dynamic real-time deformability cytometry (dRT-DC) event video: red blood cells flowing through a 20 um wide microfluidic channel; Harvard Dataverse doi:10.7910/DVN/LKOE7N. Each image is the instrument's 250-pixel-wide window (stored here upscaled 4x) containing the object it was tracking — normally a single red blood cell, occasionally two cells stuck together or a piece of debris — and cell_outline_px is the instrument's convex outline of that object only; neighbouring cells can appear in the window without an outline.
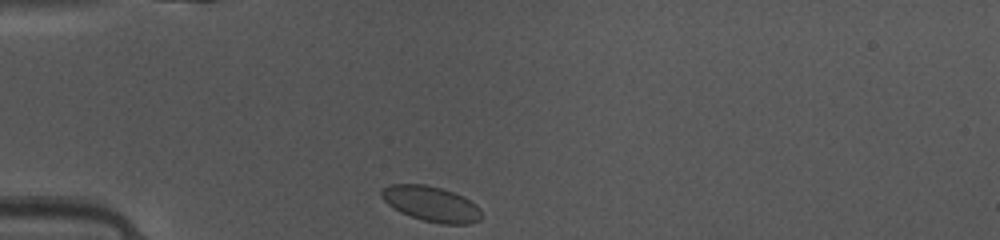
{"species": "common noctule bat (a hibernating species)", "species_latin": "Nyctalus noctula", "temperature_condition": "warm", "stored_images_in_passage": 36, "camera_frame_rate_fps": 3000, "um_per_image_px": 0.085, "animal": {"sex": "female", "body_mass_g": 10.0, "forearm_length_mm": 53.1}, "frame": {"image": 1, "passage_image": 1, "time_ms": 0.0, "image_size_px": [1000, 240], "cell_outline_px": [[484, 216], [480, 220], [468, 224], [440, 224], [424, 220], [400, 212], [388, 204], [380, 196], [380, 192], [384, 188], [392, 184], [424, 184], [440, 188], [464, 196], [476, 204], [480, 208]], "centroid_in_image_um": [36.7, 17.33], "position_along_channel_um": 48.3, "area_um2": 20.58}}
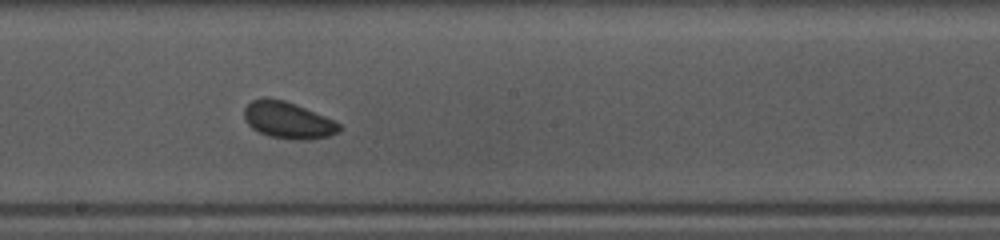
{"frame": {"image": 2, "passage_image": 15, "time_ms": 4.667, "image_size_px": [1000, 240], "cell_outline_px": [[340, 132], [328, 136], [308, 140], [300, 140], [268, 136], [252, 128], [244, 120], [244, 108], [252, 100], [264, 96], [284, 100], [296, 104], [324, 116], [340, 124]], "centroid_in_image_um": [24.45, 10.2], "position_along_channel_um": 223.8, "area_um2": 20.35}}
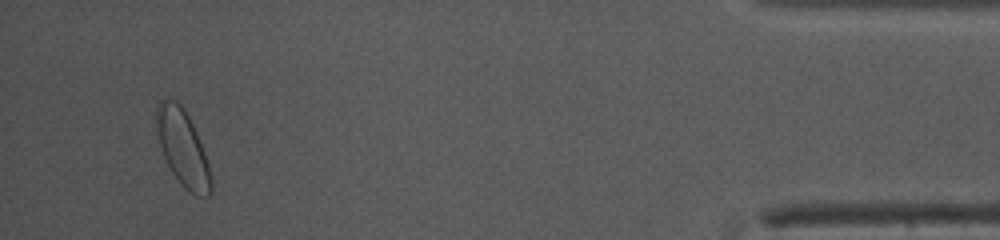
{"frame": {"image": 3, "passage_image": 34, "time_ms": 11.0, "image_size_px": [1000, 240], "cell_outline_px": [[212, 192], [208, 196], [196, 196], [188, 192], [180, 184], [172, 172], [164, 156], [160, 144], [156, 128], [156, 108], [160, 100], [172, 100], [180, 104], [184, 108], [196, 132], [204, 152], [212, 176]], "centroid_in_image_um": [15.55, 12.63], "position_along_channel_um": 419.7, "area_um2": 23.99}, "authors_computed_cell_mechanics": {"area_um2": 20.0277, "velocity_mm_per_s": 4.1108, "shape_relaxation_time_tau1_ms": null, "shape_relaxation_time_tau2_ms": 5.3211, "deformation_change_tau1": null, "deformation_change_tau2": 0.1053}}